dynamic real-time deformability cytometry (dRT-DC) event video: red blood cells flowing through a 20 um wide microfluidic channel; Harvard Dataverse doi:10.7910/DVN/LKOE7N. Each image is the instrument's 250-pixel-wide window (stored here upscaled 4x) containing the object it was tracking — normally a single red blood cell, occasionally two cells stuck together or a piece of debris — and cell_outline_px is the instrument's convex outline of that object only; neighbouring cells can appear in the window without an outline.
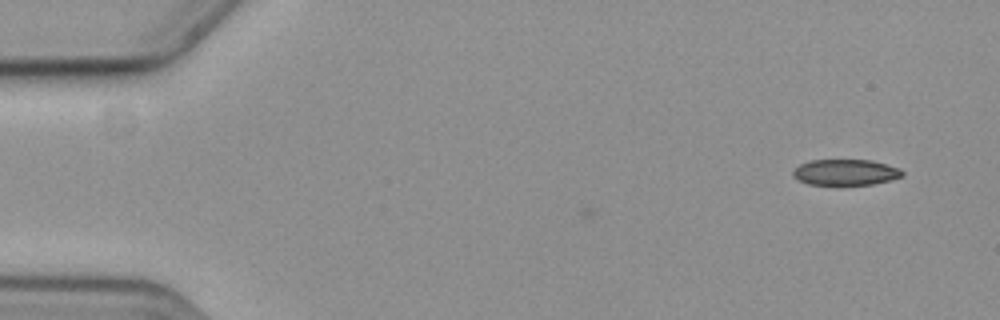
{"species": "common noctule bat (a hibernating species)", "species_latin": "Nyctalus noctula", "temperature_condition": "cold", "stored_images_in_passage": 7, "camera_frame_rate_fps": 3000, "um_per_image_px": 0.085, "animal": {"sex": "female", "body_mass_g": 19.3, "forearm_length_mm": 54.1}, "frame": {"image": 1, "passage_image": 7, "time_ms": 2.0, "image_size_px": [1000, 320], "cell_outline_px": [[904, 176], [872, 184], [808, 184], [792, 176], [792, 172], [800, 164], [808, 160], [872, 160], [900, 168], [904, 172]], "centroid_in_image_um": [71.88, 14.63], "position_along_channel_um": 13.1, "area_um2": 16.36}}